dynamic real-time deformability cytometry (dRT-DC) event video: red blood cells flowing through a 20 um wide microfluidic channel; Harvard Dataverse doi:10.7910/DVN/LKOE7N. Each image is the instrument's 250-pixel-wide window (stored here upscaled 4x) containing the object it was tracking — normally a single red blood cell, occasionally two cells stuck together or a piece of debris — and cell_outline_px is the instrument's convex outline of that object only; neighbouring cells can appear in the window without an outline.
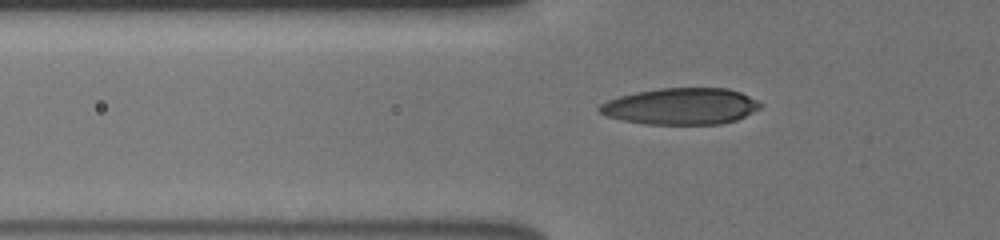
{"species": "human", "species_latin": "Homo sapiens", "temperature_condition": "cold", "stored_images_in_passage": 44, "camera_frame_rate_fps": 3000, "um_per_image_px": 0.085, "donor": {"sex": "male"}, "frame": {"image": 1, "passage_image": 9, "time_ms": 2.667, "image_size_px": [1000, 240], "cell_outline_px": [[760, 108], [736, 120], [720, 124], [644, 124], [624, 120], [608, 116], [600, 112], [596, 108], [600, 104], [608, 100], [620, 96], [636, 92], [660, 88], [728, 88], [740, 92], [756, 100], [760, 104]], "centroid_in_image_um": [57.86, 9.03], "position_along_channel_um": 67.9, "area_um2": 33.99}}
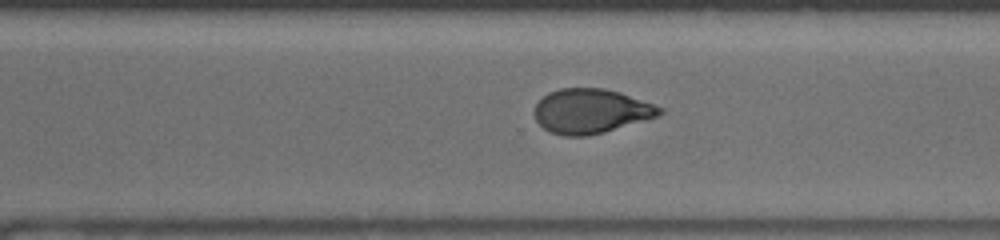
{"frame": {"image": 2, "passage_image": 29, "time_ms": 9.333, "image_size_px": [1000, 240], "cell_outline_px": [[664, 112], [660, 116], [604, 132], [588, 136], [564, 136], [548, 132], [536, 120], [536, 104], [548, 92], [560, 88], [604, 88], [620, 92], [664, 108]], "centroid_in_image_um": [50.25, 9.45], "position_along_channel_um": 320.3, "area_um2": 32.48}}
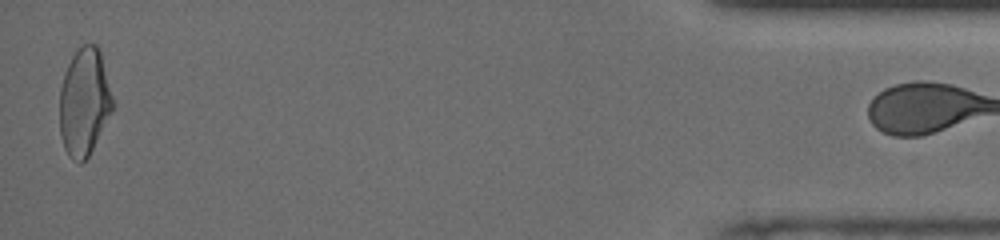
{"frame": {"image": 3, "passage_image": 43, "time_ms": 14.0, "image_size_px": [1000, 240], "cell_outline_px": [[116, 104], [112, 112], [88, 156], [80, 164], [72, 160], [68, 156], [64, 148], [60, 136], [60, 88], [64, 72], [72, 56], [84, 44], [96, 44], [100, 52]], "centroid_in_image_um": [7.17, 8.69], "position_along_channel_um": 428.0, "area_um2": 33.47}}